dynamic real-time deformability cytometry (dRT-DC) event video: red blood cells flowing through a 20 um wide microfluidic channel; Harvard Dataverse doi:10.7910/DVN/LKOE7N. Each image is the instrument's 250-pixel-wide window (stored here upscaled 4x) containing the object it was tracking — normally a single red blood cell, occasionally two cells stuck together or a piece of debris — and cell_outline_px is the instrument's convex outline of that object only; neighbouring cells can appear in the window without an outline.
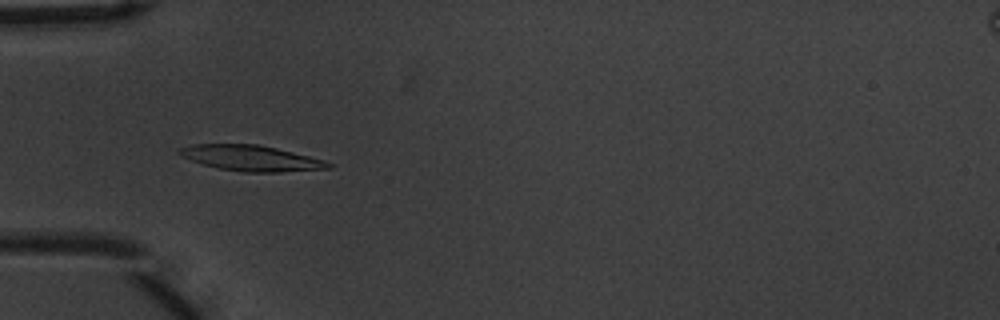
{"species": "common noctule bat (a hibernating species)", "species_latin": "Nyctalus noctula", "temperature_condition": "warm", "stored_images_in_passage": 54, "camera_frame_rate_fps": 3000, "um_per_image_px": 0.085, "animal": {"sex": "male", "body_mass_g": 20.1, "forearm_length_mm": 53.5}, "frame": {"image": 1, "passage_image": 17, "time_ms": 5.333, "image_size_px": [1000, 320], "cell_outline_px": [[332, 168], [280, 172], [244, 172], [220, 168], [204, 164], [192, 160], [176, 152], [180, 148], [192, 144], [256, 144], [276, 148], [324, 160], [332, 164]], "centroid_in_image_um": [21.36, 13.44], "position_along_channel_um": 63.6, "area_um2": 21.91}}
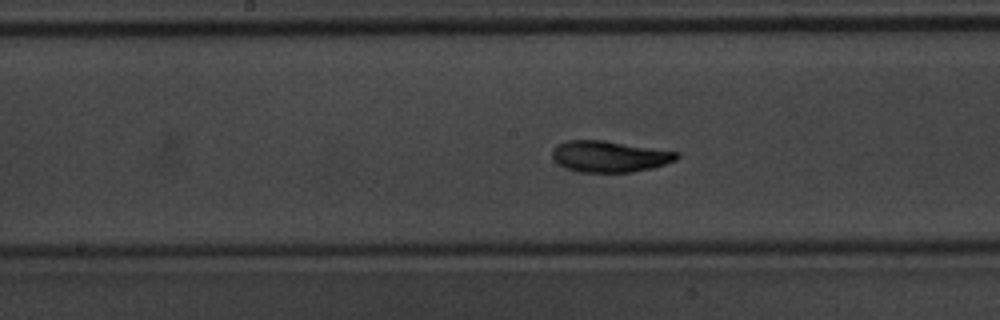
{"frame": {"image": 2, "passage_image": 28, "time_ms": 9.0, "image_size_px": [1000, 320], "cell_outline_px": [[680, 156], [676, 160], [652, 168], [632, 172], [580, 172], [564, 168], [552, 156], [552, 148], [568, 140], [604, 140], [680, 152]], "centroid_in_image_um": [51.83, 13.29], "position_along_channel_um": 196.4, "area_um2": 22.66}}
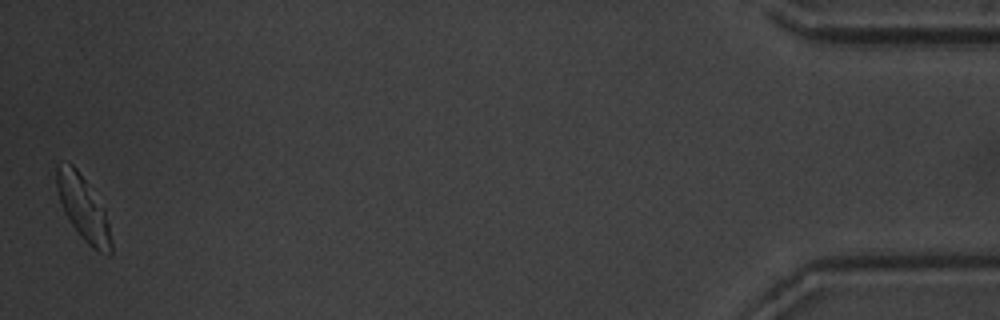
{"frame": {"image": 3, "passage_image": 54, "time_ms": 17.667, "image_size_px": [1000, 320], "cell_outline_px": [[112, 256], [108, 256], [92, 248], [80, 236], [64, 212], [60, 200], [56, 184], [56, 164], [72, 164], [76, 168], [104, 208], [108, 224], [112, 244]], "centroid_in_image_um": [7.09, 17.74], "position_along_channel_um": 428.1, "area_um2": 20.11}, "authors_computed_cell_mechanics": {"area_um2": 21.6172, "velocity_mm_per_s": 3.6627, "shape_relaxation_time_tau1_ms": 2.7242, "shape_relaxation_time_tau2_ms": 1.1285, "deformation_change_tau1": 0.132, "deformation_change_tau2": 0.0482}}